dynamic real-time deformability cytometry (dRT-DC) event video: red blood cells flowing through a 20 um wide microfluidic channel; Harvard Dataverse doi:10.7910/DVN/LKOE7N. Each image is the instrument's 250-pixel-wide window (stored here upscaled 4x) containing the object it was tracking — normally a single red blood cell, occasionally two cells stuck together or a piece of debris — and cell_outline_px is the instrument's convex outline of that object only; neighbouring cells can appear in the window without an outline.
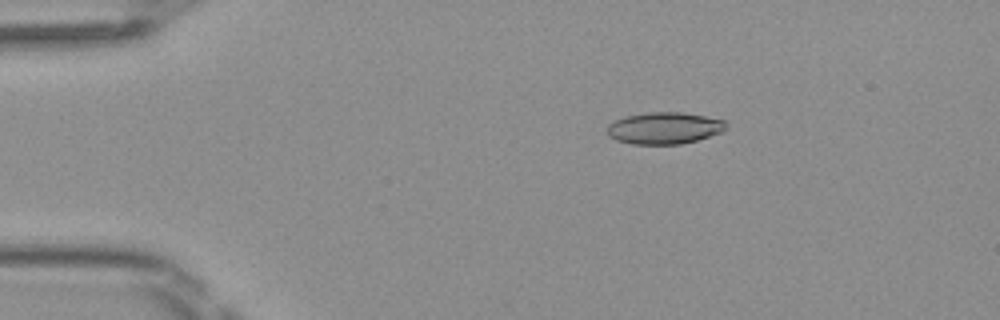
{"species": "Egyptian fruit bat (a non-hibernating species)", "species_latin": "Rousettus aegyptiacus", "temperature_condition": "room temperature", "stored_images_in_passage": 41, "camera_frame_rate_fps": 3000, "um_per_image_px": 0.085, "frame": {"image": 1, "passage_image": 1, "time_ms": 0.0, "image_size_px": [1000, 320], "cell_outline_px": [[724, 132], [696, 140], [680, 144], [632, 144], [616, 140], [608, 136], [608, 124], [624, 116], [648, 112], [680, 112], [704, 116], [724, 120]], "centroid_in_image_um": [56.43, 10.89], "position_along_channel_um": 28.6, "area_um2": 21.91}}
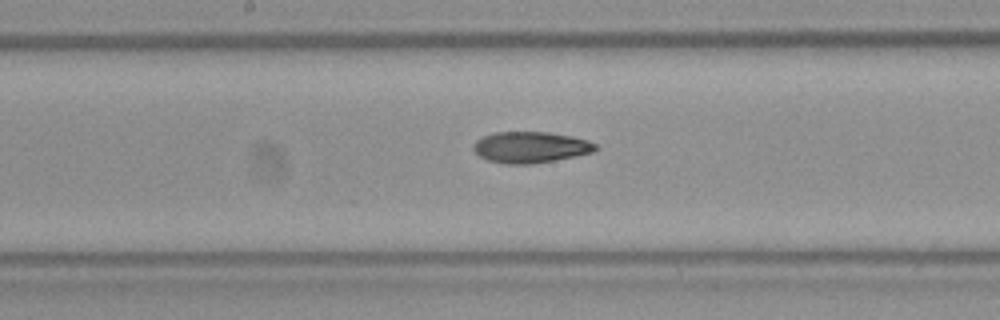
{"frame": {"image": 2, "passage_image": 18, "time_ms": 5.667, "image_size_px": [1000, 320], "cell_outline_px": [[596, 148], [592, 152], [576, 156], [556, 160], [532, 164], [504, 164], [488, 160], [480, 156], [472, 148], [476, 140], [492, 132], [548, 132], [572, 136], [588, 140], [596, 144]], "centroid_in_image_um": [45.08, 12.51], "position_along_channel_um": 203.1, "area_um2": 22.2}}
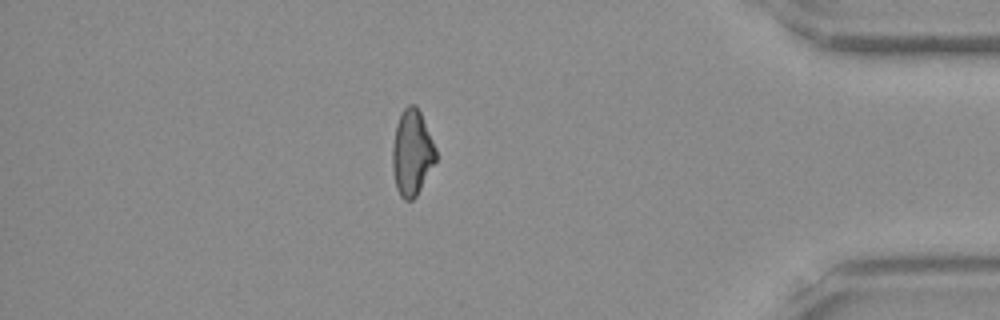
{"frame": {"image": 3, "passage_image": 35, "time_ms": 11.333, "image_size_px": [1000, 320], "cell_outline_px": [[436, 160], [416, 196], [412, 200], [404, 200], [400, 196], [396, 188], [392, 168], [392, 148], [396, 124], [404, 108], [408, 104], [416, 104], [420, 112], [436, 148]], "centroid_in_image_um": [35.0, 12.98], "position_along_channel_um": 400.2, "area_um2": 21.56}, "authors_computed_cell_mechanics": {"area_um2": 22.1374, "velocity_mm_per_s": 4.1307, "shape_relaxation_time_tau1_ms": null, "shape_relaxation_time_tau2_ms": 3.2375, "deformation_change_tau1": null, "deformation_change_tau2": 0.1056}}